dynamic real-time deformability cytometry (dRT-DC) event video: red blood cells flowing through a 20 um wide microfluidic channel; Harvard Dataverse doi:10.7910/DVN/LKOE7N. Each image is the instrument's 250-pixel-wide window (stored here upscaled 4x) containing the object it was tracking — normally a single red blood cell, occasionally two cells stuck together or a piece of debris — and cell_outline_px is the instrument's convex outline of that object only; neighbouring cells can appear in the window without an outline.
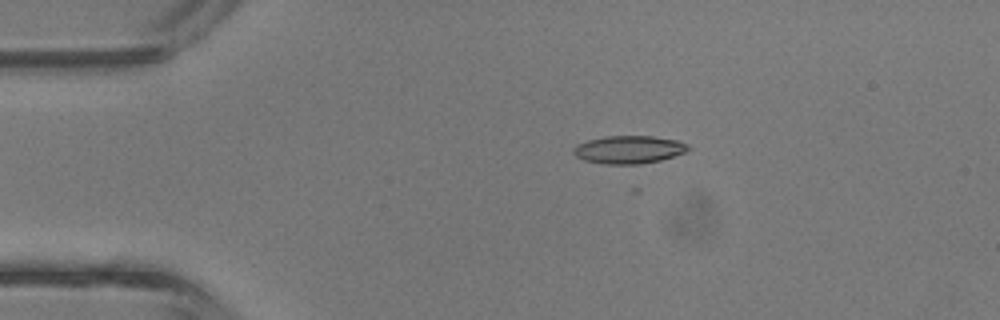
{"species": "common noctule bat (a hibernating species)", "species_latin": "Nyctalus noctula", "temperature_condition": "room temperature", "stored_images_in_passage": 35, "camera_frame_rate_fps": 3000, "um_per_image_px": 0.085, "animal": {"sex": "male", "body_mass_g": 13.3}, "frame": {"image": 1, "passage_image": 3, "time_ms": 0.667, "image_size_px": [1000, 320], "cell_outline_px": [[692, 148], [684, 152], [660, 160], [640, 164], [604, 164], [584, 160], [576, 156], [572, 152], [572, 148], [576, 144], [588, 140], [604, 136], [652, 136], [676, 140], [688, 144]], "centroid_in_image_um": [53.42, 12.71], "position_along_channel_um": 31.6, "area_um2": 18.67}}
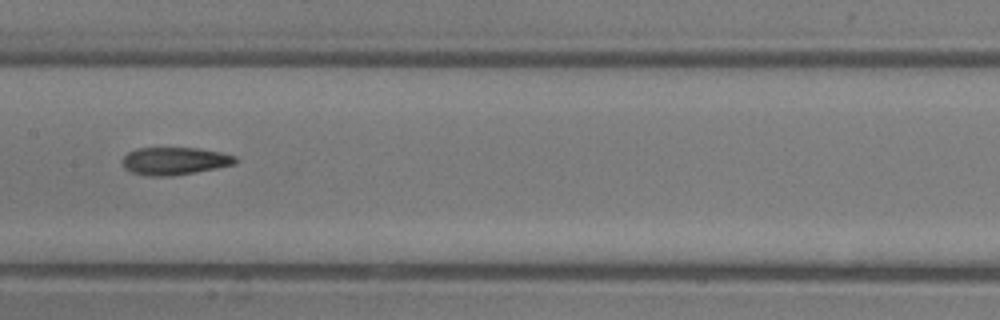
{"frame": {"image": 2, "passage_image": 16, "time_ms": 5.0, "image_size_px": [1000, 320], "cell_outline_px": [[236, 160], [232, 164], [216, 168], [168, 176], [152, 176], [132, 172], [124, 168], [124, 156], [128, 152], [136, 148], [196, 148], [220, 152], [236, 156]], "centroid_in_image_um": [14.82, 13.67], "position_along_channel_um": 192.6, "area_um2": 17.74}}
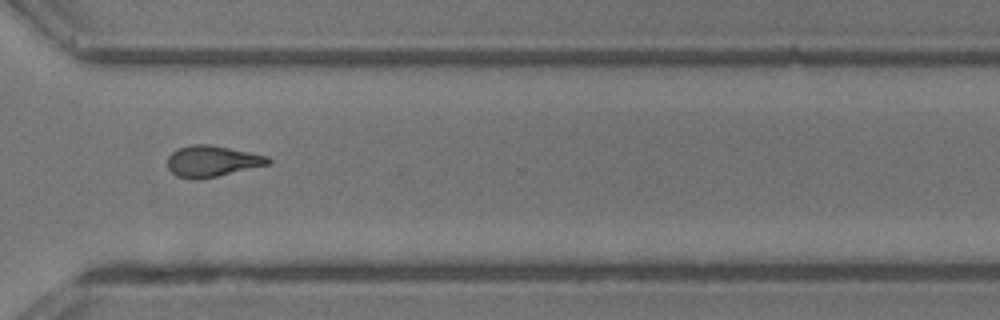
{"frame": {"image": 3, "passage_image": 26, "time_ms": 8.333, "image_size_px": [1000, 320], "cell_outline_px": [[272, 160], [268, 164], [216, 176], [176, 176], [168, 168], [168, 156], [172, 152], [180, 148], [192, 144], [212, 144], [268, 156]], "centroid_in_image_um": [18.05, 13.64], "position_along_channel_um": 352.5, "area_um2": 17.51}, "authors_computed_cell_mechanics": {"area_um2": 18.3804, "velocity_mm_per_s": 4.8188, "shape_relaxation_time_tau1_ms": 8.4284, "shape_relaxation_time_tau2_ms": 3.823, "deformation_change_tau1": 0.2321, "deformation_change_tau2": 0.1402}}